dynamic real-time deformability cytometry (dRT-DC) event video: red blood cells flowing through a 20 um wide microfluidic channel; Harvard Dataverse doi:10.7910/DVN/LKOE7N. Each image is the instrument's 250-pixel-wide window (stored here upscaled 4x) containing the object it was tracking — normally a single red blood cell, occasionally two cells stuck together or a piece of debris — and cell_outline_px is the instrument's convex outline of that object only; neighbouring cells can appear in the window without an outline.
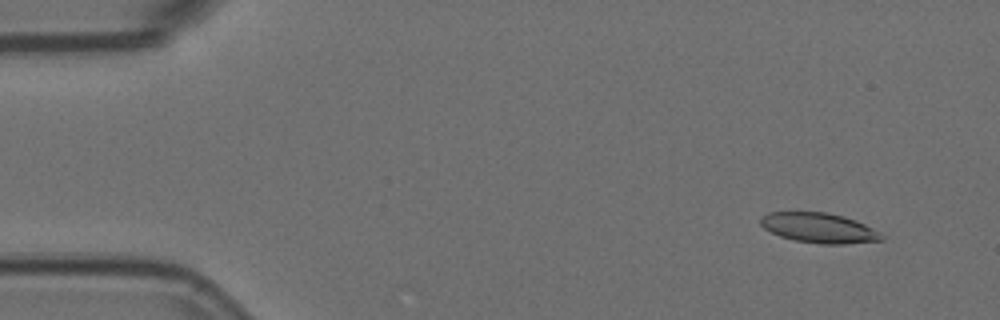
{"species": "Egyptian fruit bat (a non-hibernating species)", "species_latin": "Rousettus aegyptiacus", "temperature_condition": "room temperature", "stored_images_in_passage": 8, "camera_frame_rate_fps": 3000, "um_per_image_px": 0.085, "animal": {"sex": "female"}, "frame": {"image": 1, "passage_image": 5, "time_ms": 1.333, "image_size_px": [1000, 320], "cell_outline_px": [[884, 240], [844, 244], [820, 244], [796, 240], [780, 236], [764, 228], [760, 224], [760, 216], [768, 212], [828, 212], [844, 216], [864, 224], [880, 232], [884, 236]], "centroid_in_image_um": [69.61, 19.37], "position_along_channel_um": 15.4, "area_um2": 21.15}}